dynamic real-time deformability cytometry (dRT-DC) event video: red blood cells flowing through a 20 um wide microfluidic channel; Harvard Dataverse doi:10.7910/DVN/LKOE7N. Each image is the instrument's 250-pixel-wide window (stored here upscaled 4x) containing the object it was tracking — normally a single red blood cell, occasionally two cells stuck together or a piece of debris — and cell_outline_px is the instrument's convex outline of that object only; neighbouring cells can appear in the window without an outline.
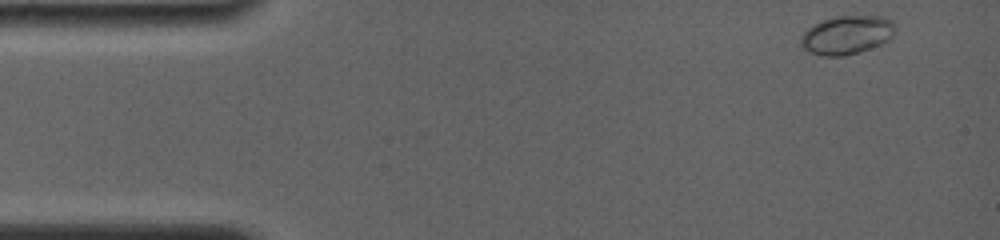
{"species": "common noctule bat (a hibernating species)", "species_latin": "Nyctalus noctula", "temperature_condition": "room temperature", "stored_images_in_passage": 11, "camera_frame_rate_fps": 4000, "um_per_image_px": 0.085, "animal": {"sex": "female", "body_mass_g": 19.0, "forearm_length_mm": 56.7}, "frame": {"image": 1, "passage_image": 1, "time_ms": 0.0, "image_size_px": [1000, 240], "cell_outline_px": [[896, 28], [892, 36], [888, 40], [880, 44], [844, 56], [824, 56], [808, 52], [800, 44], [800, 36], [808, 28], [824, 20], [836, 16], [884, 16], [892, 20]], "centroid_in_image_um": [71.98, 2.96], "position_along_channel_um": 13.0, "area_um2": 21.1}}
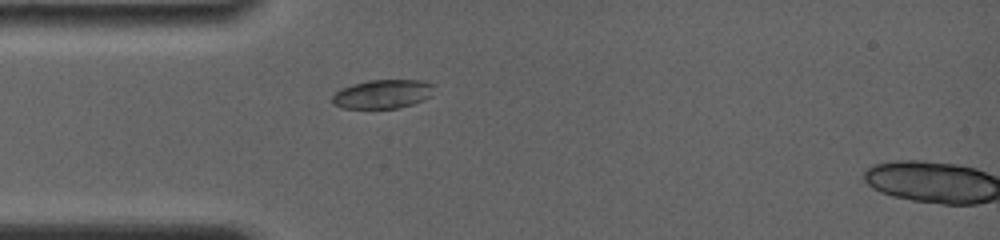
{"frame": {"image": 2, "passage_image": 10, "time_ms": 3.5, "image_size_px": [1000, 240], "cell_outline_px": [[436, 84], [432, 96], [424, 100], [400, 108], [340, 108], [332, 104], [332, 96], [340, 88], [352, 84], [368, 80], [424, 80]], "centroid_in_image_um": [32.56, 7.99], "position_along_channel_um": 52.4, "area_um2": 17.51}}